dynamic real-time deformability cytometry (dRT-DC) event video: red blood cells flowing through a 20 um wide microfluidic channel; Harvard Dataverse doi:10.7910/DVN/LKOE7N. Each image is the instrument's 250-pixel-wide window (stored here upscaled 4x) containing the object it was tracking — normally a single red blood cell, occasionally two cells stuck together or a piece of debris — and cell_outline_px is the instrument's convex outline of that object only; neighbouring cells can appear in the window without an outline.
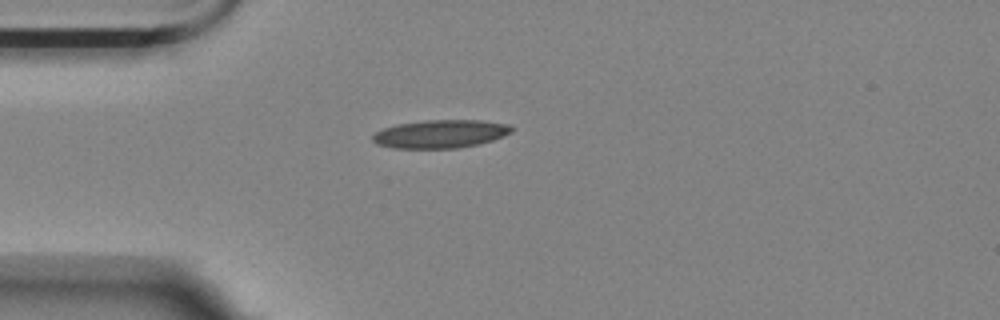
{"species": "Egyptian fruit bat (a non-hibernating species)", "species_latin": "Rousettus aegyptiacus", "temperature_condition": "room temperature", "stored_images_in_passage": 43, "camera_frame_rate_fps": 3000, "um_per_image_px": 0.085, "animal": {"sex": "female"}, "frame": {"image": 1, "passage_image": 1, "time_ms": 0.0, "image_size_px": [1000, 320], "cell_outline_px": [[512, 132], [492, 140], [480, 144], [460, 148], [392, 148], [376, 144], [372, 140], [372, 136], [376, 132], [384, 128], [396, 124], [424, 120], [480, 120], [508, 124], [512, 128]], "centroid_in_image_um": [37.42, 11.38], "position_along_channel_um": 47.6, "area_um2": 22.89}}
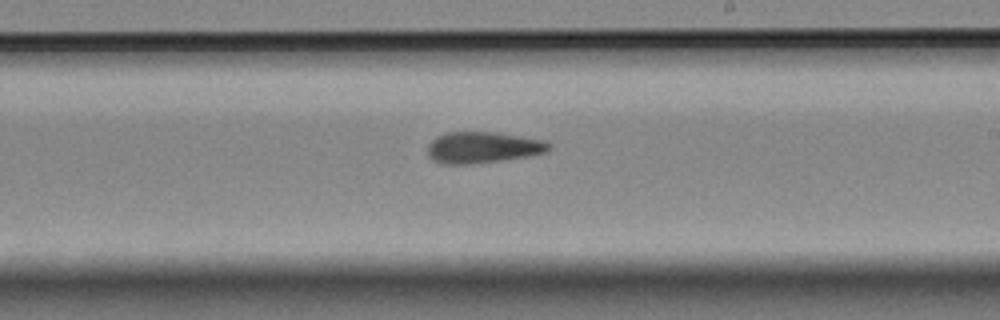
{"frame": {"image": 2, "passage_image": 19, "time_ms": 6.0, "image_size_px": [1000, 320], "cell_outline_px": [[552, 148], [548, 152], [528, 156], [472, 164], [440, 164], [432, 160], [428, 156], [428, 144], [436, 136], [448, 132], [496, 132], [548, 140], [552, 144]], "centroid_in_image_um": [41.08, 12.53], "position_along_channel_um": 247.9, "area_um2": 22.48}}
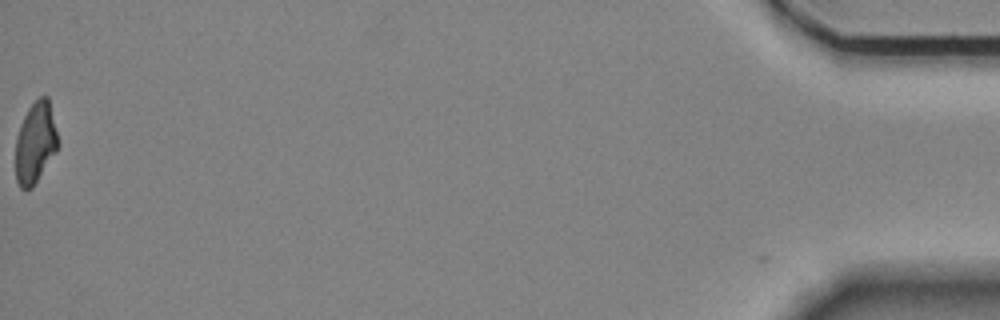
{"frame": {"image": 3, "passage_image": 43, "time_ms": 14.0, "image_size_px": [1000, 320], "cell_outline_px": [[60, 144], [56, 152], [32, 188], [20, 188], [16, 180], [16, 136], [20, 124], [28, 108], [40, 96], [48, 96]], "centroid_in_image_um": [3.02, 12.12], "position_along_channel_um": 432.2, "area_um2": 20.11}, "authors_computed_cell_mechanics": {"area_um2": 21.7328, "velocity_mm_per_s": 3.5337, "shape_relaxation_time_tau1_ms": 6.2184, "shape_relaxation_time_tau2_ms": 3.0577, "deformation_change_tau1": 0.1775, "deformation_change_tau2": 0.121}}